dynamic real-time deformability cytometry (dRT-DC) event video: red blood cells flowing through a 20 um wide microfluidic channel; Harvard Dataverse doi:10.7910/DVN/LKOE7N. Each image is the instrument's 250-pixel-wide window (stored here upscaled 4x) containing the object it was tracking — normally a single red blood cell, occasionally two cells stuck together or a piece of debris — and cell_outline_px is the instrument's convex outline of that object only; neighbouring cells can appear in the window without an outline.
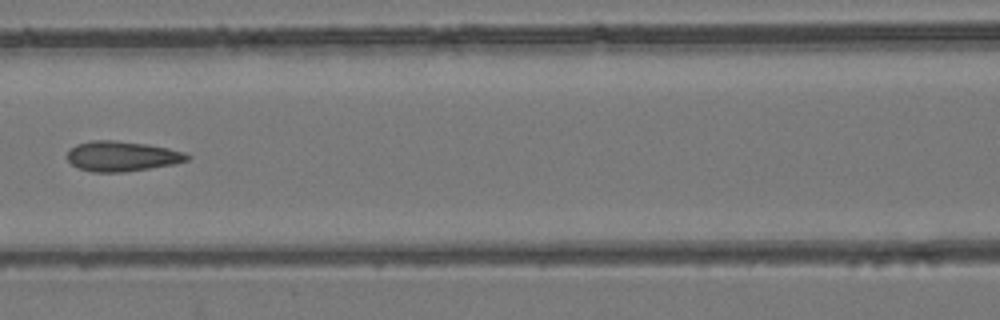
{"species": "common noctule bat (a hibernating species)", "species_latin": "Nyctalus noctula", "temperature_condition": "room temperature", "stored_images_in_passage": 5, "camera_frame_rate_fps": 3000, "um_per_image_px": 0.085, "animal": {"sex": "female", "body_mass_g": 24.6, "forearm_length_mm": 56.2}, "frame": {"image": 1, "passage_image": 5, "time_ms": 1.333, "image_size_px": [1000, 320], "cell_outline_px": [[192, 156], [188, 160], [176, 164], [124, 172], [92, 172], [76, 168], [68, 160], [68, 152], [76, 144], [92, 140], [112, 140], [148, 144], [168, 148], [184, 152]], "centroid_in_image_um": [10.39, 13.28], "position_along_channel_um": 156.2, "area_um2": 21.15}}